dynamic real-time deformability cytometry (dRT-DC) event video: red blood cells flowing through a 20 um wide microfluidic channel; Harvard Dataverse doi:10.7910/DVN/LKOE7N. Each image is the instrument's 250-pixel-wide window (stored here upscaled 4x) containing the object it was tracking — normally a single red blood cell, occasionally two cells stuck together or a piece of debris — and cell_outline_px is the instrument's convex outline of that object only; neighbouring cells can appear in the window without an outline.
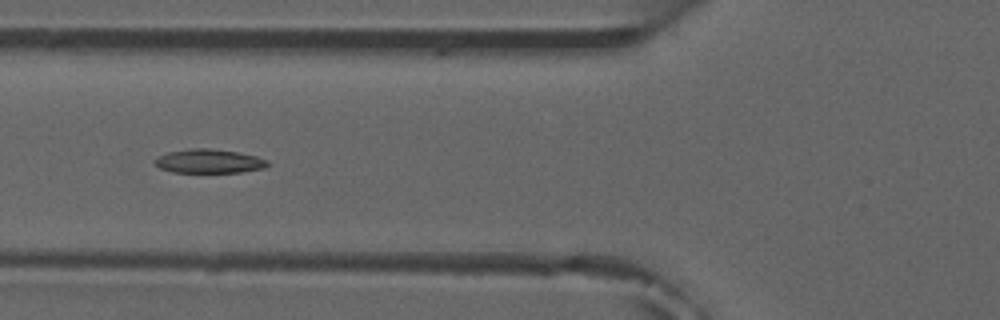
{"species": "common noctule bat (a hibernating species)", "species_latin": "Nyctalus noctula", "temperature_condition": "room temperature", "stored_images_in_passage": 10, "camera_frame_rate_fps": 3000, "um_per_image_px": 0.085, "animal": {"sex": "male", "forearm_length_mm": 52.5}, "frame": {"image": 1, "passage_image": 7, "time_ms": 7.0, "image_size_px": [1000, 320], "cell_outline_px": [[272, 164], [264, 168], [240, 172], [172, 172], [160, 168], [152, 160], [168, 152], [188, 148], [208, 148], [236, 152], [256, 156], [268, 160]], "centroid_in_image_um": [17.78, 13.7], "position_along_channel_um": 108.0, "area_um2": 15.72}}